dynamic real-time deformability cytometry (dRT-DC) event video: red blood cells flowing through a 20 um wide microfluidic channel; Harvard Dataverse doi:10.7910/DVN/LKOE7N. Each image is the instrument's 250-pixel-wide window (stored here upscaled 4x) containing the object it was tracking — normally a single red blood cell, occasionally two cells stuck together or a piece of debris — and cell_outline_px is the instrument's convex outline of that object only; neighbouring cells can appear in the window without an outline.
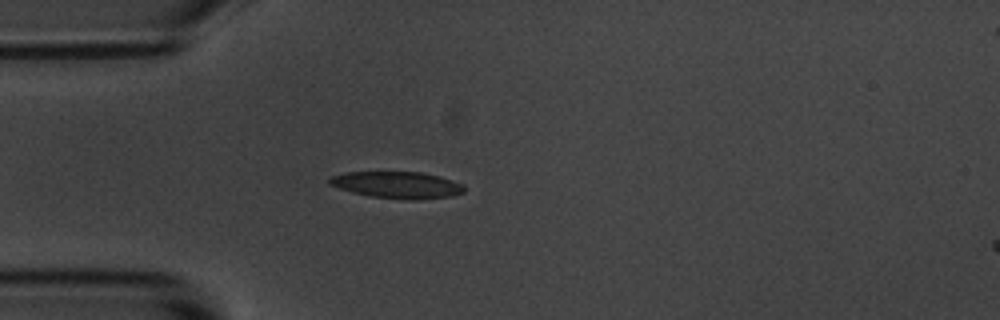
{"species": "common noctule bat (a hibernating species)", "species_latin": "Nyctalus noctula", "temperature_condition": "room temperature", "stored_images_in_passage": 1, "camera_frame_rate_fps": 3000, "um_per_image_px": 0.085, "animal": {"sex": "male", "body_mass_g": 20.1, "forearm_length_mm": 53.5}, "frame": {"image": 1, "passage_image": 1, "time_ms": 0.0, "image_size_px": [1000, 320], "cell_outline_px": [[464, 192], [452, 196], [416, 200], [412, 200], [372, 196], [352, 192], [328, 184], [328, 180], [332, 176], [344, 172], [420, 172], [440, 176], [464, 184]], "centroid_in_image_um": [33.79, 15.71], "position_along_channel_um": 51.2, "area_um2": 20.92}}